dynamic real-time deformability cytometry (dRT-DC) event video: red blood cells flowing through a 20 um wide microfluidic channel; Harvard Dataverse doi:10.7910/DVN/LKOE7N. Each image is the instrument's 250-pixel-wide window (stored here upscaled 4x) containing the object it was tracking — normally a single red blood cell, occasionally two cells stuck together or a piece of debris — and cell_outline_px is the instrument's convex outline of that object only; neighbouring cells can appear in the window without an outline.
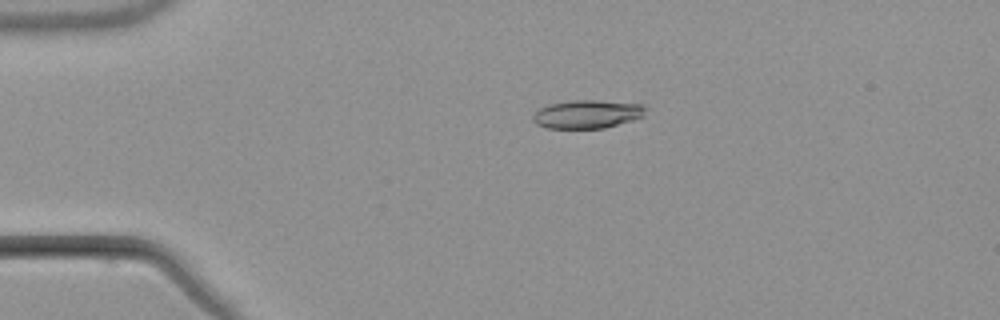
{"species": "common noctule bat (a hibernating species)", "species_latin": "Nyctalus noctula", "temperature_condition": "warm", "stored_images_in_passage": 3, "camera_frame_rate_fps": 3000, "um_per_image_px": 0.085, "animal": {"sex": "male", "body_mass_g": 21.5, "forearm_length_mm": 52.0}, "frame": {"image": 1, "passage_image": 2, "time_ms": 1.333, "image_size_px": [1000, 320], "cell_outline_px": [[644, 116], [632, 120], [604, 128], [548, 128], [536, 124], [532, 120], [532, 112], [548, 104], [572, 100], [596, 100], [644, 104]], "centroid_in_image_um": [49.87, 9.7], "position_along_channel_um": 35.1, "area_um2": 18.67}}